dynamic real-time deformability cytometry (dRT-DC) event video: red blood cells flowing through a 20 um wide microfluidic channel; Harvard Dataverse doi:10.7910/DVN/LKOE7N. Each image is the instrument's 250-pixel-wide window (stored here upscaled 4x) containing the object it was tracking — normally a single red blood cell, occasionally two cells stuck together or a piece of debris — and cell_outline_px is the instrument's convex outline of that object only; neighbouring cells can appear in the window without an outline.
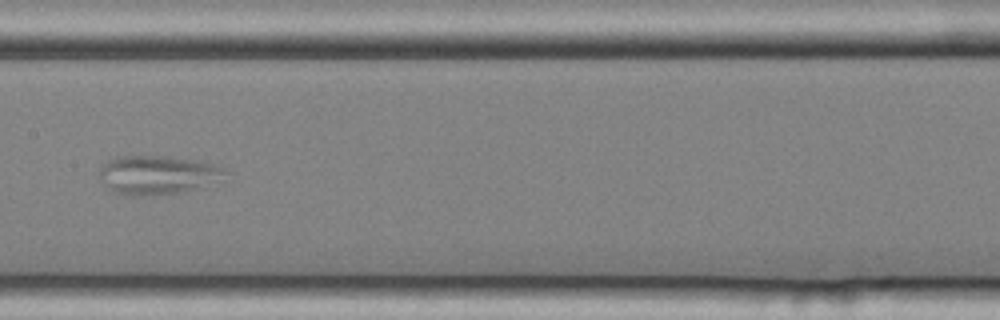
{"species": "common noctule bat (a hibernating species)", "species_latin": "Nyctalus noctula", "temperature_condition": "cold", "stored_images_in_passage": 9, "camera_frame_rate_fps": 3000, "um_per_image_px": 0.085, "animal": {"sex": "female", "body_mass_g": 25.1}, "frame": {"image": 1, "passage_image": 6, "time_ms": 1.667, "image_size_px": [1000, 320], "cell_outline_px": [[224, 172], [220, 180], [196, 188], [180, 192], [136, 196], [124, 196], [108, 188], [100, 180], [100, 168], [108, 160], [120, 156], [168, 156], [208, 164], [224, 168]], "centroid_in_image_um": [13.29, 14.88], "position_along_channel_um": 194.1, "area_um2": 27.74}}
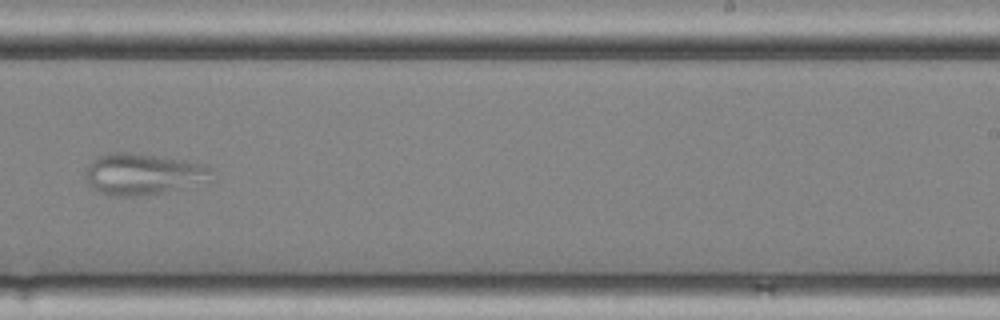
{"frame": {"image": 2, "passage_image": 8, "time_ms": 2.333, "image_size_px": [1000, 320], "cell_outline_px": [[212, 180], [184, 188], [160, 192], [132, 196], [108, 196], [100, 192], [88, 180], [88, 168], [96, 156], [108, 152], [136, 152], [208, 164], [212, 168]], "centroid_in_image_um": [12.25, 14.77], "position_along_channel_um": 276.7, "area_um2": 30.29}}
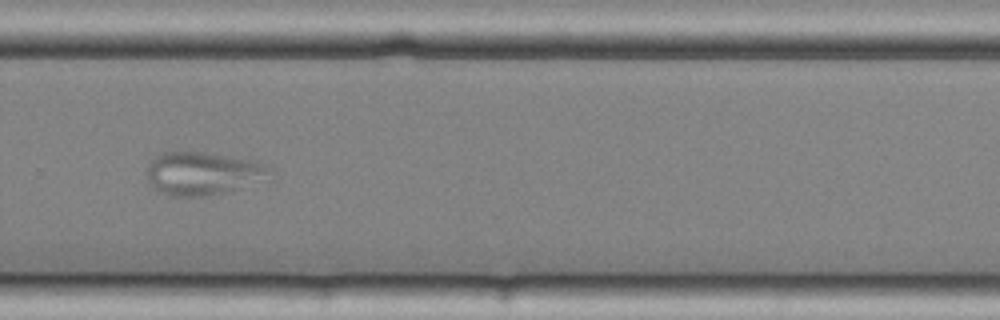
{"frame": {"image": 3, "passage_image": 9, "time_ms": 2.667, "image_size_px": [1000, 320], "cell_outline_px": [[268, 168], [232, 188], [208, 196], [168, 196], [156, 192], [152, 188], [144, 172], [148, 164], [160, 152], [204, 152], [256, 160], [264, 164]], "centroid_in_image_um": [16.9, 14.71], "position_along_channel_um": 312.9, "area_um2": 29.3}}